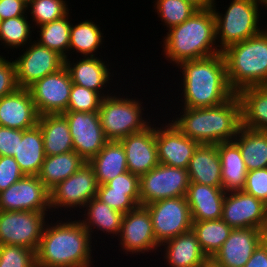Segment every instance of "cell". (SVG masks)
<instances>
[{"label": "cell", "mask_w": 267, "mask_h": 267, "mask_svg": "<svg viewBox=\"0 0 267 267\" xmlns=\"http://www.w3.org/2000/svg\"><path fill=\"white\" fill-rule=\"evenodd\" d=\"M60 218L56 222L52 219L51 223L49 220L46 222L36 251V266L92 267L95 262L92 258L95 249L91 245L93 238L79 218Z\"/></svg>", "instance_id": "cell-1"}, {"label": "cell", "mask_w": 267, "mask_h": 267, "mask_svg": "<svg viewBox=\"0 0 267 267\" xmlns=\"http://www.w3.org/2000/svg\"><path fill=\"white\" fill-rule=\"evenodd\" d=\"M181 85L180 108H206L220 105L235 92L227 80L226 62L223 53L179 63ZM183 78V79H182Z\"/></svg>", "instance_id": "cell-2"}, {"label": "cell", "mask_w": 267, "mask_h": 267, "mask_svg": "<svg viewBox=\"0 0 267 267\" xmlns=\"http://www.w3.org/2000/svg\"><path fill=\"white\" fill-rule=\"evenodd\" d=\"M171 120L187 137L199 144L230 142L242 126L241 101L237 93L224 103L206 108H181Z\"/></svg>", "instance_id": "cell-3"}, {"label": "cell", "mask_w": 267, "mask_h": 267, "mask_svg": "<svg viewBox=\"0 0 267 267\" xmlns=\"http://www.w3.org/2000/svg\"><path fill=\"white\" fill-rule=\"evenodd\" d=\"M162 52L173 65L221 53L216 40V20L212 8L196 10L185 22L163 37Z\"/></svg>", "instance_id": "cell-4"}, {"label": "cell", "mask_w": 267, "mask_h": 267, "mask_svg": "<svg viewBox=\"0 0 267 267\" xmlns=\"http://www.w3.org/2000/svg\"><path fill=\"white\" fill-rule=\"evenodd\" d=\"M222 53L228 84L235 93L246 87L267 86V27Z\"/></svg>", "instance_id": "cell-5"}, {"label": "cell", "mask_w": 267, "mask_h": 267, "mask_svg": "<svg viewBox=\"0 0 267 267\" xmlns=\"http://www.w3.org/2000/svg\"><path fill=\"white\" fill-rule=\"evenodd\" d=\"M216 3L214 0L212 10L216 20V40L221 52L264 29L260 19L263 7L259 0H231L224 14L218 11Z\"/></svg>", "instance_id": "cell-6"}, {"label": "cell", "mask_w": 267, "mask_h": 267, "mask_svg": "<svg viewBox=\"0 0 267 267\" xmlns=\"http://www.w3.org/2000/svg\"><path fill=\"white\" fill-rule=\"evenodd\" d=\"M117 92L104 97L98 110L101 127L108 141H120L126 136L144 131L152 123L139 98L125 97ZM118 94V95H116ZM149 120V121H148Z\"/></svg>", "instance_id": "cell-7"}, {"label": "cell", "mask_w": 267, "mask_h": 267, "mask_svg": "<svg viewBox=\"0 0 267 267\" xmlns=\"http://www.w3.org/2000/svg\"><path fill=\"white\" fill-rule=\"evenodd\" d=\"M50 218L48 212L0 210V245L23 246L37 251Z\"/></svg>", "instance_id": "cell-8"}, {"label": "cell", "mask_w": 267, "mask_h": 267, "mask_svg": "<svg viewBox=\"0 0 267 267\" xmlns=\"http://www.w3.org/2000/svg\"><path fill=\"white\" fill-rule=\"evenodd\" d=\"M98 186L94 169L88 162L84 163L75 173L50 191L52 214L53 211L59 212V208L61 212L64 208L63 211L74 209L75 212L77 209V213H81L80 209L84 210L85 205L96 197Z\"/></svg>", "instance_id": "cell-9"}, {"label": "cell", "mask_w": 267, "mask_h": 267, "mask_svg": "<svg viewBox=\"0 0 267 267\" xmlns=\"http://www.w3.org/2000/svg\"><path fill=\"white\" fill-rule=\"evenodd\" d=\"M159 245L192 230V219L186 197L167 198L146 205Z\"/></svg>", "instance_id": "cell-10"}, {"label": "cell", "mask_w": 267, "mask_h": 267, "mask_svg": "<svg viewBox=\"0 0 267 267\" xmlns=\"http://www.w3.org/2000/svg\"><path fill=\"white\" fill-rule=\"evenodd\" d=\"M189 183L187 169L159 163L139 177L140 205L146 206L158 200L185 196Z\"/></svg>", "instance_id": "cell-11"}, {"label": "cell", "mask_w": 267, "mask_h": 267, "mask_svg": "<svg viewBox=\"0 0 267 267\" xmlns=\"http://www.w3.org/2000/svg\"><path fill=\"white\" fill-rule=\"evenodd\" d=\"M117 240L126 256L159 252L160 245L155 239L150 213L146 206L138 205L123 215Z\"/></svg>", "instance_id": "cell-12"}, {"label": "cell", "mask_w": 267, "mask_h": 267, "mask_svg": "<svg viewBox=\"0 0 267 267\" xmlns=\"http://www.w3.org/2000/svg\"><path fill=\"white\" fill-rule=\"evenodd\" d=\"M25 48L19 57L13 59L19 88H28L37 80L65 66V59L61 55L34 40Z\"/></svg>", "instance_id": "cell-13"}, {"label": "cell", "mask_w": 267, "mask_h": 267, "mask_svg": "<svg viewBox=\"0 0 267 267\" xmlns=\"http://www.w3.org/2000/svg\"><path fill=\"white\" fill-rule=\"evenodd\" d=\"M0 210L50 213V191L38 176L24 175L0 192Z\"/></svg>", "instance_id": "cell-14"}, {"label": "cell", "mask_w": 267, "mask_h": 267, "mask_svg": "<svg viewBox=\"0 0 267 267\" xmlns=\"http://www.w3.org/2000/svg\"><path fill=\"white\" fill-rule=\"evenodd\" d=\"M72 80L64 66L59 71L46 75L27 89L36 106L39 116L63 114L68 107Z\"/></svg>", "instance_id": "cell-15"}, {"label": "cell", "mask_w": 267, "mask_h": 267, "mask_svg": "<svg viewBox=\"0 0 267 267\" xmlns=\"http://www.w3.org/2000/svg\"><path fill=\"white\" fill-rule=\"evenodd\" d=\"M73 141V150L89 162L108 142L98 112L65 111Z\"/></svg>", "instance_id": "cell-16"}, {"label": "cell", "mask_w": 267, "mask_h": 267, "mask_svg": "<svg viewBox=\"0 0 267 267\" xmlns=\"http://www.w3.org/2000/svg\"><path fill=\"white\" fill-rule=\"evenodd\" d=\"M222 220L232 229L255 228L267 232V205L244 191L225 194Z\"/></svg>", "instance_id": "cell-17"}, {"label": "cell", "mask_w": 267, "mask_h": 267, "mask_svg": "<svg viewBox=\"0 0 267 267\" xmlns=\"http://www.w3.org/2000/svg\"><path fill=\"white\" fill-rule=\"evenodd\" d=\"M158 125L156 145L159 163L187 169L199 143L185 136L170 119Z\"/></svg>", "instance_id": "cell-18"}, {"label": "cell", "mask_w": 267, "mask_h": 267, "mask_svg": "<svg viewBox=\"0 0 267 267\" xmlns=\"http://www.w3.org/2000/svg\"><path fill=\"white\" fill-rule=\"evenodd\" d=\"M265 236L260 229H233L210 260L219 267H244Z\"/></svg>", "instance_id": "cell-19"}, {"label": "cell", "mask_w": 267, "mask_h": 267, "mask_svg": "<svg viewBox=\"0 0 267 267\" xmlns=\"http://www.w3.org/2000/svg\"><path fill=\"white\" fill-rule=\"evenodd\" d=\"M152 123L144 131L130 134L120 140L125 150L128 171L139 177L159 164L156 123Z\"/></svg>", "instance_id": "cell-20"}, {"label": "cell", "mask_w": 267, "mask_h": 267, "mask_svg": "<svg viewBox=\"0 0 267 267\" xmlns=\"http://www.w3.org/2000/svg\"><path fill=\"white\" fill-rule=\"evenodd\" d=\"M69 57L65 59V67L69 71L72 83L95 91L103 97L114 93L115 89L107 88L110 82L113 81L111 77L114 76V72H110V64L107 61H103V58L97 56L79 57V60H71V56Z\"/></svg>", "instance_id": "cell-21"}, {"label": "cell", "mask_w": 267, "mask_h": 267, "mask_svg": "<svg viewBox=\"0 0 267 267\" xmlns=\"http://www.w3.org/2000/svg\"><path fill=\"white\" fill-rule=\"evenodd\" d=\"M39 113L27 88L0 98V126L28 130L38 124Z\"/></svg>", "instance_id": "cell-22"}, {"label": "cell", "mask_w": 267, "mask_h": 267, "mask_svg": "<svg viewBox=\"0 0 267 267\" xmlns=\"http://www.w3.org/2000/svg\"><path fill=\"white\" fill-rule=\"evenodd\" d=\"M160 247L167 267H203L209 261L192 230L167 240Z\"/></svg>", "instance_id": "cell-23"}, {"label": "cell", "mask_w": 267, "mask_h": 267, "mask_svg": "<svg viewBox=\"0 0 267 267\" xmlns=\"http://www.w3.org/2000/svg\"><path fill=\"white\" fill-rule=\"evenodd\" d=\"M225 194L222 188L190 182L185 197L192 221L222 219Z\"/></svg>", "instance_id": "cell-24"}, {"label": "cell", "mask_w": 267, "mask_h": 267, "mask_svg": "<svg viewBox=\"0 0 267 267\" xmlns=\"http://www.w3.org/2000/svg\"><path fill=\"white\" fill-rule=\"evenodd\" d=\"M187 171L190 182L222 188L221 160L216 144H199Z\"/></svg>", "instance_id": "cell-25"}, {"label": "cell", "mask_w": 267, "mask_h": 267, "mask_svg": "<svg viewBox=\"0 0 267 267\" xmlns=\"http://www.w3.org/2000/svg\"><path fill=\"white\" fill-rule=\"evenodd\" d=\"M14 159L24 175L37 176L45 159L43 136L38 125L18 130V147Z\"/></svg>", "instance_id": "cell-26"}, {"label": "cell", "mask_w": 267, "mask_h": 267, "mask_svg": "<svg viewBox=\"0 0 267 267\" xmlns=\"http://www.w3.org/2000/svg\"><path fill=\"white\" fill-rule=\"evenodd\" d=\"M216 146L221 160L222 189L225 193L243 191L248 170L239 146L234 141Z\"/></svg>", "instance_id": "cell-27"}, {"label": "cell", "mask_w": 267, "mask_h": 267, "mask_svg": "<svg viewBox=\"0 0 267 267\" xmlns=\"http://www.w3.org/2000/svg\"><path fill=\"white\" fill-rule=\"evenodd\" d=\"M86 208V209H85ZM81 211L84 217L80 222L94 238V233H105L106 236H112V239L117 238L120 234L123 213L109 207L106 203L101 202L96 197L91 199ZM94 229V230H93ZM96 229V230H95ZM95 231V232H94ZM93 233V234H92ZM93 235V236H92Z\"/></svg>", "instance_id": "cell-28"}, {"label": "cell", "mask_w": 267, "mask_h": 267, "mask_svg": "<svg viewBox=\"0 0 267 267\" xmlns=\"http://www.w3.org/2000/svg\"><path fill=\"white\" fill-rule=\"evenodd\" d=\"M45 156H54L73 150L68 121L63 114H47L39 117Z\"/></svg>", "instance_id": "cell-29"}, {"label": "cell", "mask_w": 267, "mask_h": 267, "mask_svg": "<svg viewBox=\"0 0 267 267\" xmlns=\"http://www.w3.org/2000/svg\"><path fill=\"white\" fill-rule=\"evenodd\" d=\"M241 101L242 126L267 131V86H251L237 93Z\"/></svg>", "instance_id": "cell-30"}, {"label": "cell", "mask_w": 267, "mask_h": 267, "mask_svg": "<svg viewBox=\"0 0 267 267\" xmlns=\"http://www.w3.org/2000/svg\"><path fill=\"white\" fill-rule=\"evenodd\" d=\"M88 163L94 169L98 185L128 171L125 150L120 141H108Z\"/></svg>", "instance_id": "cell-31"}, {"label": "cell", "mask_w": 267, "mask_h": 267, "mask_svg": "<svg viewBox=\"0 0 267 267\" xmlns=\"http://www.w3.org/2000/svg\"><path fill=\"white\" fill-rule=\"evenodd\" d=\"M86 163L75 151L54 156H45L41 170L37 175L44 186L51 191L63 180L75 173Z\"/></svg>", "instance_id": "cell-32"}, {"label": "cell", "mask_w": 267, "mask_h": 267, "mask_svg": "<svg viewBox=\"0 0 267 267\" xmlns=\"http://www.w3.org/2000/svg\"><path fill=\"white\" fill-rule=\"evenodd\" d=\"M233 141L239 146L248 171L267 168V131L241 126Z\"/></svg>", "instance_id": "cell-33"}, {"label": "cell", "mask_w": 267, "mask_h": 267, "mask_svg": "<svg viewBox=\"0 0 267 267\" xmlns=\"http://www.w3.org/2000/svg\"><path fill=\"white\" fill-rule=\"evenodd\" d=\"M73 24L71 22L68 58L72 50L78 55L77 57L79 54L81 57H96L97 51L102 49L104 43V33H102L99 24L97 25L90 19Z\"/></svg>", "instance_id": "cell-34"}, {"label": "cell", "mask_w": 267, "mask_h": 267, "mask_svg": "<svg viewBox=\"0 0 267 267\" xmlns=\"http://www.w3.org/2000/svg\"><path fill=\"white\" fill-rule=\"evenodd\" d=\"M233 229L222 219L192 221V231L199 246L210 260L221 248Z\"/></svg>", "instance_id": "cell-35"}, {"label": "cell", "mask_w": 267, "mask_h": 267, "mask_svg": "<svg viewBox=\"0 0 267 267\" xmlns=\"http://www.w3.org/2000/svg\"><path fill=\"white\" fill-rule=\"evenodd\" d=\"M72 12L66 16L54 20L50 23L37 27V34L40 38L36 37L34 40L41 46L57 52L64 59L68 58ZM71 19V20H69Z\"/></svg>", "instance_id": "cell-36"}, {"label": "cell", "mask_w": 267, "mask_h": 267, "mask_svg": "<svg viewBox=\"0 0 267 267\" xmlns=\"http://www.w3.org/2000/svg\"><path fill=\"white\" fill-rule=\"evenodd\" d=\"M28 18V16H18L0 21V45L3 44L4 49L23 48V51L24 47L32 42V32L35 34V30Z\"/></svg>", "instance_id": "cell-37"}, {"label": "cell", "mask_w": 267, "mask_h": 267, "mask_svg": "<svg viewBox=\"0 0 267 267\" xmlns=\"http://www.w3.org/2000/svg\"><path fill=\"white\" fill-rule=\"evenodd\" d=\"M67 4L66 0H32L27 4V14L33 28L66 16L70 11Z\"/></svg>", "instance_id": "cell-38"}, {"label": "cell", "mask_w": 267, "mask_h": 267, "mask_svg": "<svg viewBox=\"0 0 267 267\" xmlns=\"http://www.w3.org/2000/svg\"><path fill=\"white\" fill-rule=\"evenodd\" d=\"M154 2L153 6L157 17L161 19L167 30L185 22L197 10L185 0H154Z\"/></svg>", "instance_id": "cell-39"}, {"label": "cell", "mask_w": 267, "mask_h": 267, "mask_svg": "<svg viewBox=\"0 0 267 267\" xmlns=\"http://www.w3.org/2000/svg\"><path fill=\"white\" fill-rule=\"evenodd\" d=\"M96 198L123 214L140 205V192L111 191V188L107 184L98 186Z\"/></svg>", "instance_id": "cell-40"}, {"label": "cell", "mask_w": 267, "mask_h": 267, "mask_svg": "<svg viewBox=\"0 0 267 267\" xmlns=\"http://www.w3.org/2000/svg\"><path fill=\"white\" fill-rule=\"evenodd\" d=\"M103 98L101 94L73 83L66 111L98 112Z\"/></svg>", "instance_id": "cell-41"}, {"label": "cell", "mask_w": 267, "mask_h": 267, "mask_svg": "<svg viewBox=\"0 0 267 267\" xmlns=\"http://www.w3.org/2000/svg\"><path fill=\"white\" fill-rule=\"evenodd\" d=\"M0 267H37L36 251L16 245H0Z\"/></svg>", "instance_id": "cell-42"}, {"label": "cell", "mask_w": 267, "mask_h": 267, "mask_svg": "<svg viewBox=\"0 0 267 267\" xmlns=\"http://www.w3.org/2000/svg\"><path fill=\"white\" fill-rule=\"evenodd\" d=\"M243 191L267 205V168L248 171Z\"/></svg>", "instance_id": "cell-43"}, {"label": "cell", "mask_w": 267, "mask_h": 267, "mask_svg": "<svg viewBox=\"0 0 267 267\" xmlns=\"http://www.w3.org/2000/svg\"><path fill=\"white\" fill-rule=\"evenodd\" d=\"M24 176L13 156H0V192Z\"/></svg>", "instance_id": "cell-44"}, {"label": "cell", "mask_w": 267, "mask_h": 267, "mask_svg": "<svg viewBox=\"0 0 267 267\" xmlns=\"http://www.w3.org/2000/svg\"><path fill=\"white\" fill-rule=\"evenodd\" d=\"M17 88L15 64L0 55V98L14 92Z\"/></svg>", "instance_id": "cell-45"}, {"label": "cell", "mask_w": 267, "mask_h": 267, "mask_svg": "<svg viewBox=\"0 0 267 267\" xmlns=\"http://www.w3.org/2000/svg\"><path fill=\"white\" fill-rule=\"evenodd\" d=\"M111 191L140 192L139 176L130 171L124 172L106 183Z\"/></svg>", "instance_id": "cell-46"}, {"label": "cell", "mask_w": 267, "mask_h": 267, "mask_svg": "<svg viewBox=\"0 0 267 267\" xmlns=\"http://www.w3.org/2000/svg\"><path fill=\"white\" fill-rule=\"evenodd\" d=\"M18 147V130L0 126V156H14Z\"/></svg>", "instance_id": "cell-47"}, {"label": "cell", "mask_w": 267, "mask_h": 267, "mask_svg": "<svg viewBox=\"0 0 267 267\" xmlns=\"http://www.w3.org/2000/svg\"><path fill=\"white\" fill-rule=\"evenodd\" d=\"M18 16H30L26 3L22 0H0V21Z\"/></svg>", "instance_id": "cell-48"}, {"label": "cell", "mask_w": 267, "mask_h": 267, "mask_svg": "<svg viewBox=\"0 0 267 267\" xmlns=\"http://www.w3.org/2000/svg\"><path fill=\"white\" fill-rule=\"evenodd\" d=\"M244 267H267V242L264 240Z\"/></svg>", "instance_id": "cell-49"}, {"label": "cell", "mask_w": 267, "mask_h": 267, "mask_svg": "<svg viewBox=\"0 0 267 267\" xmlns=\"http://www.w3.org/2000/svg\"><path fill=\"white\" fill-rule=\"evenodd\" d=\"M186 2L193 5L197 10H203L212 8L214 0H185Z\"/></svg>", "instance_id": "cell-50"}, {"label": "cell", "mask_w": 267, "mask_h": 267, "mask_svg": "<svg viewBox=\"0 0 267 267\" xmlns=\"http://www.w3.org/2000/svg\"><path fill=\"white\" fill-rule=\"evenodd\" d=\"M203 267H219V266H217L211 260H209Z\"/></svg>", "instance_id": "cell-51"}, {"label": "cell", "mask_w": 267, "mask_h": 267, "mask_svg": "<svg viewBox=\"0 0 267 267\" xmlns=\"http://www.w3.org/2000/svg\"><path fill=\"white\" fill-rule=\"evenodd\" d=\"M262 7L264 6V9L267 10V0H259Z\"/></svg>", "instance_id": "cell-52"}, {"label": "cell", "mask_w": 267, "mask_h": 267, "mask_svg": "<svg viewBox=\"0 0 267 267\" xmlns=\"http://www.w3.org/2000/svg\"><path fill=\"white\" fill-rule=\"evenodd\" d=\"M24 3L28 4L30 3L32 0H22Z\"/></svg>", "instance_id": "cell-53"}]
</instances>
